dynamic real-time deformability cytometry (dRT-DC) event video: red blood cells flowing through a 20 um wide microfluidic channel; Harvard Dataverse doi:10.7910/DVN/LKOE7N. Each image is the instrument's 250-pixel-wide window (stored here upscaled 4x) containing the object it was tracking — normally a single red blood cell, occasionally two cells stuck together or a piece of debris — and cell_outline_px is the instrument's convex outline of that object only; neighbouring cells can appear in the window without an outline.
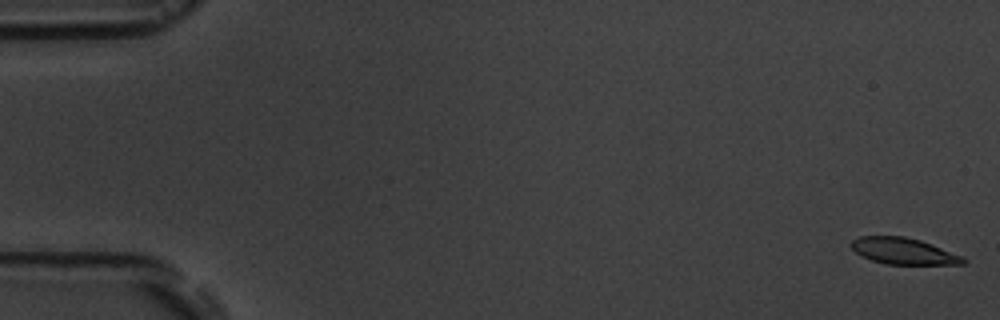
{"species": "common noctule bat (a hibernating species)", "species_latin": "Nyctalus noctula", "temperature_condition": "room temperature", "stored_images_in_passage": 5, "camera_frame_rate_fps": 3000, "um_per_image_px": 0.085, "animal": {"sex": "male", "body_mass_g": 19.5, "forearm_length_mm": 54.6}, "frame": {"image": 1, "passage_image": 1, "time_ms": 0.0, "image_size_px": [1000, 320], "cell_outline_px": [[968, 260], [964, 264], [884, 264], [860, 256], [848, 244], [852, 240], [860, 236], [904, 236], [920, 240], [964, 256]], "centroid_in_image_um": [76.79, 21.34], "position_along_channel_um": 8.2, "area_um2": 17.34}}